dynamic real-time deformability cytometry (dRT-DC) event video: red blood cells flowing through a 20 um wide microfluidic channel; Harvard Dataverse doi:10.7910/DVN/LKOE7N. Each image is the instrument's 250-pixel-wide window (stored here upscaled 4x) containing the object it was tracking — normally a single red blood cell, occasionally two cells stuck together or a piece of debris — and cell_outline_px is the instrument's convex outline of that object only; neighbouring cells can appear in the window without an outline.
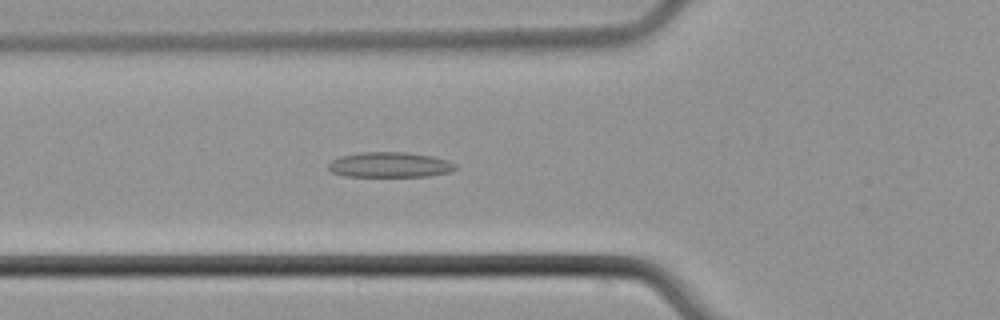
{"species": "common noctule bat (a hibernating species)", "species_latin": "Nyctalus noctula", "temperature_condition": "cold", "stored_images_in_passage": 5, "camera_frame_rate_fps": 3000, "um_per_image_px": 0.085, "animal": {"sex": "male", "body_mass_g": 21.5, "forearm_length_mm": 52.0}, "frame": {"image": 1, "passage_image": 5, "time_ms": 4.667, "image_size_px": [1000, 320], "cell_outline_px": [[456, 168], [452, 172], [428, 176], [344, 176], [332, 172], [328, 168], [328, 164], [332, 160], [340, 156], [360, 152], [404, 152], [432, 156], [448, 160], [456, 164]], "centroid_in_image_um": [33.14, 14.0], "position_along_channel_um": 92.7, "area_um2": 18.73}}